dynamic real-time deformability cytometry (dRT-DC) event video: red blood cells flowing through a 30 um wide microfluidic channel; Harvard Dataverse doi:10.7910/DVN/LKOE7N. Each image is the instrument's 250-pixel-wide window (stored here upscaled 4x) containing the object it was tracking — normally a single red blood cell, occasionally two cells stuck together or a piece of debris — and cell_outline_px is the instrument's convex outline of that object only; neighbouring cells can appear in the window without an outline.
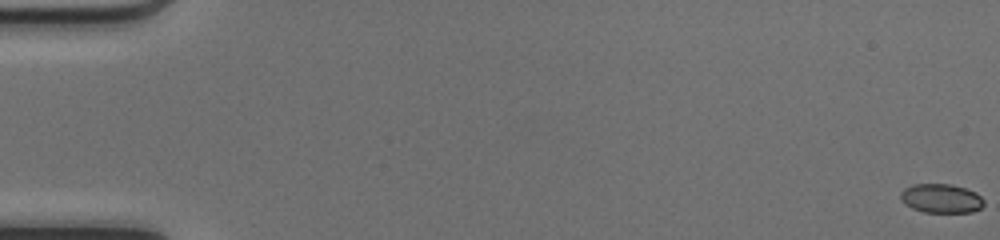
{"species": "common noctule bat (a hibernating species)", "species_latin": "Nyctalus noctula", "temperature_condition": "cold", "stored_images_in_passage": 51, "camera_frame_rate_fps": 3000, "um_per_image_px": 0.085, "animal": {"sex": "female", "body_mass_g": 17.0, "forearm_length_mm": 48.0}, "frame": {"image": 1, "passage_image": 1, "time_ms": 0.0, "image_size_px": [1000, 240], "cell_outline_px": [[984, 204], [980, 208], [972, 212], [924, 212], [912, 208], [904, 204], [900, 200], [900, 192], [904, 188], [912, 184], [948, 184], [964, 188], [976, 192], [984, 200]], "centroid_in_image_um": [79.97, 16.86], "position_along_channel_um": 5.0, "area_um2": 14.16}}
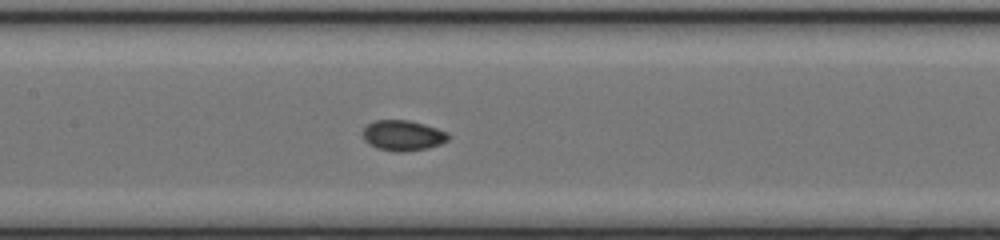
{"frame": {"image": 2, "passage_image": 26, "time_ms": 8.333, "image_size_px": [1000, 240], "cell_outline_px": [[448, 140], [440, 144], [428, 148], [400, 152], [396, 152], [376, 148], [364, 140], [364, 128], [368, 124], [376, 120], [408, 120], [424, 124], [448, 132]], "centroid_in_image_um": [34.25, 11.52], "position_along_channel_um": 173.2, "area_um2": 15.03}}
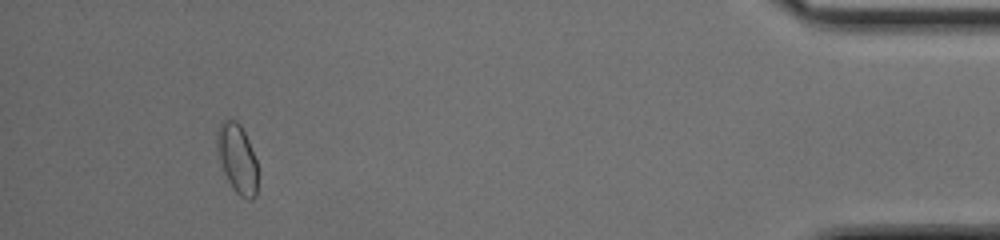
{"frame": {"image": 3, "passage_image": 48, "time_ms": 15.667, "image_size_px": [1000, 240], "cell_outline_px": [[256, 196], [252, 200], [248, 200], [240, 196], [232, 188], [224, 172], [216, 152], [216, 132], [220, 120], [224, 116], [236, 120], [240, 124], [248, 140], [256, 160]], "centroid_in_image_um": [20.11, 13.41], "position_along_channel_um": 415.1, "area_um2": 16.7}, "authors_computed_cell_mechanics": {"area_um2": 14.8546, "velocity_mm_per_s": 4.1822, "shape_relaxation_time_tau1_ms": 4.2916, "shape_relaxation_time_tau2_ms": 1.8892, "deformation_change_tau1": 0.073, "deformation_change_tau2": 0.0431}}